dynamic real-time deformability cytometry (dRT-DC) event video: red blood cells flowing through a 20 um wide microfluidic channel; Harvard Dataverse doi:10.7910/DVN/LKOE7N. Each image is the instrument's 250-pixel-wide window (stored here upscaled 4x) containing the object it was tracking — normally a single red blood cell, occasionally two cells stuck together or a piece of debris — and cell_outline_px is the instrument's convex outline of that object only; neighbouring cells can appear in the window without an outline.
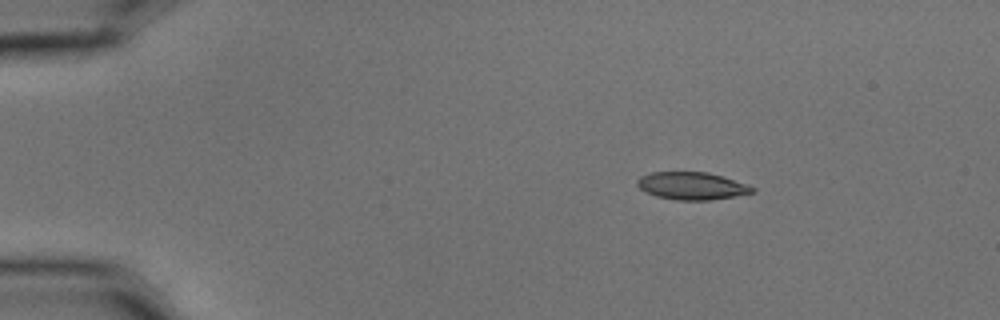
{"species": "common noctule bat (a hibernating species)", "species_latin": "Nyctalus noctula", "temperature_condition": "cold", "stored_images_in_passage": 4, "camera_frame_rate_fps": 3000, "um_per_image_px": 0.085, "animal": {"sex": "male", "body_mass_g": 15.6}, "frame": {"image": 1, "passage_image": 1, "time_ms": 0.0, "image_size_px": [1000, 320], "cell_outline_px": [[756, 192], [736, 196], [708, 200], [676, 200], [656, 196], [640, 188], [636, 184], [636, 180], [640, 176], [652, 172], [708, 172], [748, 184], [756, 188]], "centroid_in_image_um": [58.83, 15.8], "position_along_channel_um": 26.2, "area_um2": 18.5}}
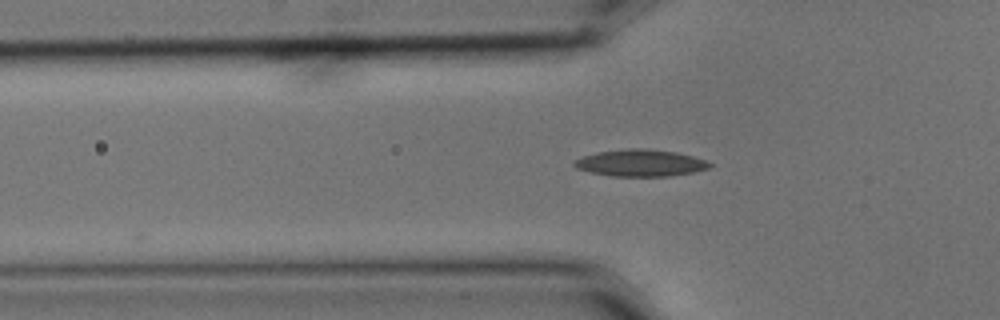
{"frame": {"image": 2, "passage_image": 4, "time_ms": 1.0, "image_size_px": [1000, 320], "cell_outline_px": [[712, 164], [708, 168], [692, 172], [668, 176], [612, 176], [592, 172], [576, 168], [572, 164], [576, 160], [584, 156], [596, 152], [628, 148], [644, 148], [676, 152], [692, 156], [704, 160]], "centroid_in_image_um": [54.42, 13.84], "position_along_channel_um": 71.4, "area_um2": 20.92}}